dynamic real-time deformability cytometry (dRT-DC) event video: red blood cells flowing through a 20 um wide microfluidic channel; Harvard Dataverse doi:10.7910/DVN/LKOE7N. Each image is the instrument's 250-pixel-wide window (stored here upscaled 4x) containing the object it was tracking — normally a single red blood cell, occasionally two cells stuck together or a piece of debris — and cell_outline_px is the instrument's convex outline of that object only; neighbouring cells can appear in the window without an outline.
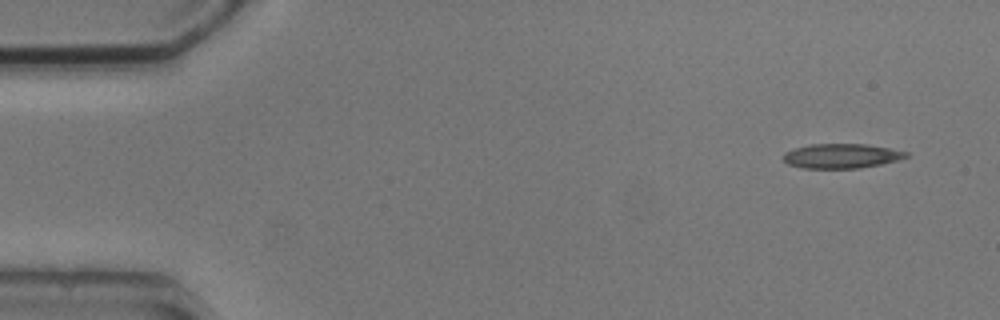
{"species": "common noctule bat (a hibernating species)", "species_latin": "Nyctalus noctula", "temperature_condition": "cold", "stored_images_in_passage": 5, "camera_frame_rate_fps": 3000, "um_per_image_px": 0.085, "animal": {"sex": "male", "body_mass_g": 20.5, "forearm_length_mm": 52.5}, "frame": {"image": 1, "passage_image": 1, "time_ms": 0.0, "image_size_px": [1000, 320], "cell_outline_px": [[908, 156], [896, 160], [880, 164], [860, 168], [800, 168], [788, 164], [784, 160], [784, 152], [796, 148], [812, 144], [868, 144], [908, 152]], "centroid_in_image_um": [71.5, 13.26], "position_along_channel_um": 13.5, "area_um2": 17.4}}
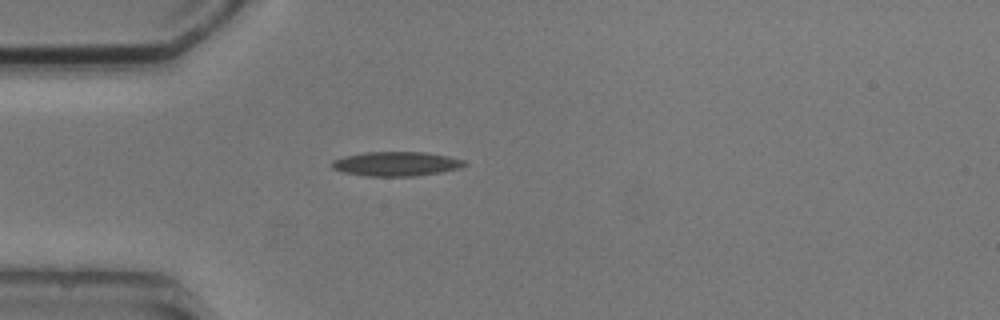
{"frame": {"image": 2, "passage_image": 4, "time_ms": 3.667, "image_size_px": [1000, 320], "cell_outline_px": [[468, 164], [460, 168], [440, 172], [416, 176], [368, 176], [344, 172], [332, 168], [332, 160], [344, 156], [364, 152], [424, 152], [448, 156], [464, 160]], "centroid_in_image_um": [33.69, 13.92], "position_along_channel_um": 51.3, "area_um2": 18.79}}